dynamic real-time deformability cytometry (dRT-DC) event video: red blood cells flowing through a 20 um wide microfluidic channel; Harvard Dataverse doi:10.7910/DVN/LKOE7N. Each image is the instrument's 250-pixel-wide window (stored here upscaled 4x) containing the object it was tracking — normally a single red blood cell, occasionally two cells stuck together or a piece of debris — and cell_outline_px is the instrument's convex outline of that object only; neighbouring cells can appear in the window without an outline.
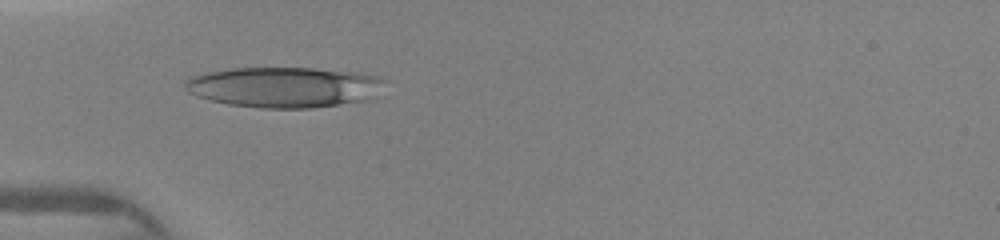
{"species": "human", "species_latin": "Homo sapiens", "temperature_condition": "warm", "stored_images_in_passage": 19, "camera_frame_rate_fps": 3000, "um_per_image_px": 0.085, "donor": {"sex": "female"}, "frame": {"image": 1, "passage_image": 1, "time_ms": 0.0, "image_size_px": [1000, 240], "cell_outline_px": [[388, 80], [376, 100], [312, 108], [264, 108], [228, 104], [196, 96], [188, 92], [184, 88], [184, 84], [188, 76], [204, 72], [232, 68], [312, 68], [360, 72], [380, 76]], "centroid_in_image_um": [24.26, 7.41], "position_along_channel_um": 60.7, "area_um2": 48.26}}
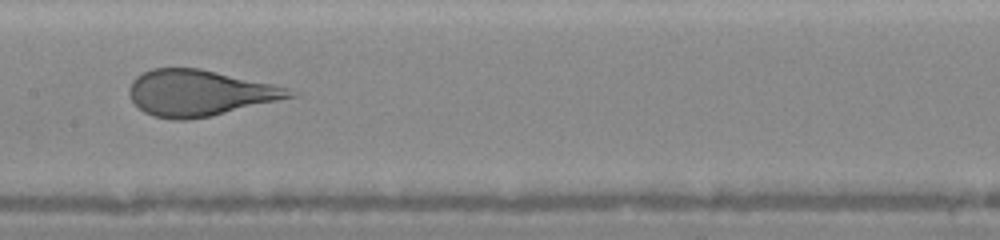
{"frame": {"image": 2, "passage_image": 9, "time_ms": 3.0, "image_size_px": [1000, 240], "cell_outline_px": [[300, 96], [212, 116], [188, 120], [172, 120], [152, 116], [144, 112], [128, 96], [128, 88], [132, 80], [136, 76], [152, 68], [200, 68], [272, 84], [288, 88]], "centroid_in_image_um": [16.96, 7.91], "position_along_channel_um": 190.4, "area_um2": 43.35}}
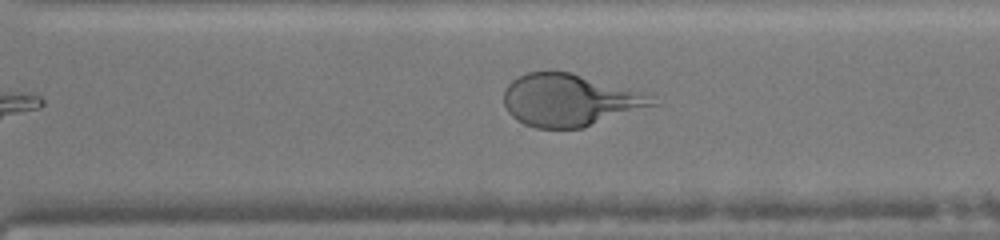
{"frame": {"image": 3, "passage_image": 18, "time_ms": 6.0, "image_size_px": [1000, 240], "cell_outline_px": [[660, 104], [584, 128], [536, 128], [524, 124], [516, 120], [508, 112], [504, 104], [504, 92], [508, 84], [512, 80], [528, 72], [572, 72], [652, 92]], "centroid_in_image_um": [48.55, 8.5], "position_along_channel_um": 322.0, "area_um2": 46.24}}